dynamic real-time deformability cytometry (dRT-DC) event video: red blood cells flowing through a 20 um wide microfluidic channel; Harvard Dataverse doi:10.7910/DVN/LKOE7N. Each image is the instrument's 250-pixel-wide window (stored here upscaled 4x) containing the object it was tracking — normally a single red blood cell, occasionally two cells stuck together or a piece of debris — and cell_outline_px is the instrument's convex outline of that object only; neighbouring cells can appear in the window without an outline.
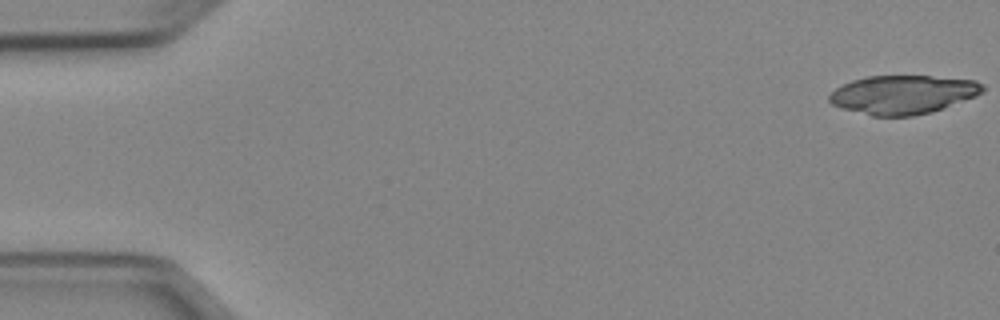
{"species": "Egyptian fruit bat (a non-hibernating species)", "species_latin": "Rousettus aegyptiacus", "temperature_condition": "cold", "stored_images_in_passage": 8, "camera_frame_rate_fps": 3000, "um_per_image_px": 0.085, "animal": {"sex": "female"}, "frame": {"image": 1, "passage_image": 1, "time_ms": 0.0, "image_size_px": [1000, 320], "cell_outline_px": [[984, 92], [976, 96], [932, 112], [912, 116], [872, 116], [840, 108], [832, 104], [828, 100], [828, 96], [836, 88], [852, 80], [868, 76], [928, 76], [976, 80], [984, 84]], "centroid_in_image_um": [76.76, 8.04], "position_along_channel_um": 8.2, "area_um2": 34.68}}